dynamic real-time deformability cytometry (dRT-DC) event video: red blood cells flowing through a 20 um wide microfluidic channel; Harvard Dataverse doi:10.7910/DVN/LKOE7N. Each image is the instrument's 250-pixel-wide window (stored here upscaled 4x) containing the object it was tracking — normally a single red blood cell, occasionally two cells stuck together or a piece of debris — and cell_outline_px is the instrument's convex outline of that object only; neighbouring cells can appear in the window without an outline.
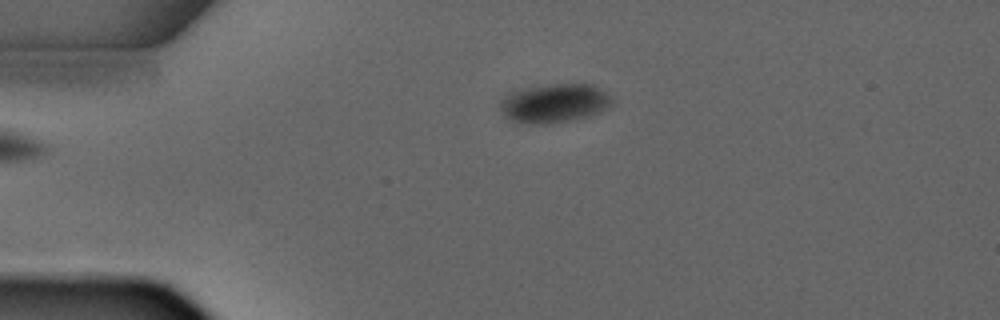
{"species": "common noctule bat (a hibernating species)", "species_latin": "Nyctalus noctula", "temperature_condition": "warm", "stored_images_in_passage": 2, "camera_frame_rate_fps": 3000, "um_per_image_px": 0.085, "animal": {"sex": "male", "forearm_length_mm": 52.5}, "frame": {"image": 1, "passage_image": 2, "time_ms": 2.0, "image_size_px": [1000, 320], "cell_outline_px": [[612, 104], [608, 108], [600, 112], [588, 116], [572, 120], [548, 124], [528, 124], [512, 120], [504, 116], [500, 108], [500, 100], [508, 92], [548, 84], [592, 84], [600, 88], [612, 100]], "centroid_in_image_um": [47.1, 8.78], "position_along_channel_um": 37.9, "area_um2": 25.37}}